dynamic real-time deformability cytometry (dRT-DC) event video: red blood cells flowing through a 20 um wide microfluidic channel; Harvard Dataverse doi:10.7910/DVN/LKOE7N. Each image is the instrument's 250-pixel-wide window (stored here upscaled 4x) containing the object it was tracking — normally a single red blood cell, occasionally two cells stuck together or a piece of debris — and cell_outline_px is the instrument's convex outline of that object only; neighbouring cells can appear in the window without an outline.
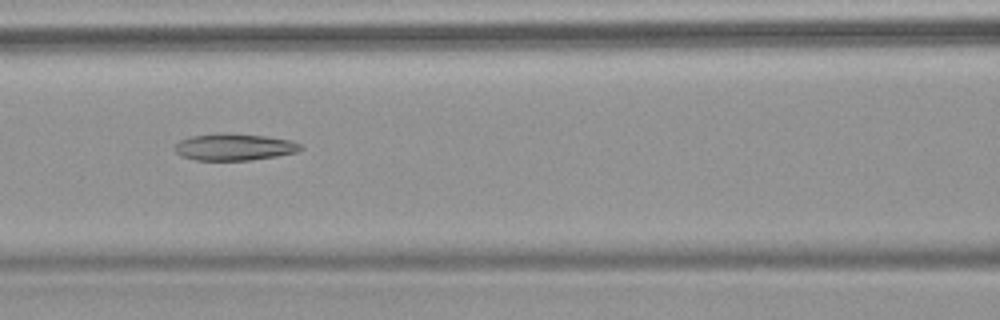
{"species": "common noctule bat (a hibernating species)", "species_latin": "Nyctalus noctula", "temperature_condition": "warm", "stored_images_in_passage": 5, "camera_frame_rate_fps": 3000, "um_per_image_px": 0.085, "animal": {"sex": "female", "body_mass_g": 18.4}, "frame": {"image": 1, "passage_image": 3, "time_ms": 2.333, "image_size_px": [1000, 320], "cell_outline_px": [[304, 148], [296, 152], [276, 156], [248, 160], [196, 160], [180, 156], [176, 152], [176, 144], [180, 140], [192, 136], [216, 132], [264, 136], [292, 140], [300, 144]], "centroid_in_image_um": [19.91, 12.49], "position_along_channel_um": 146.7, "area_um2": 19.59}}
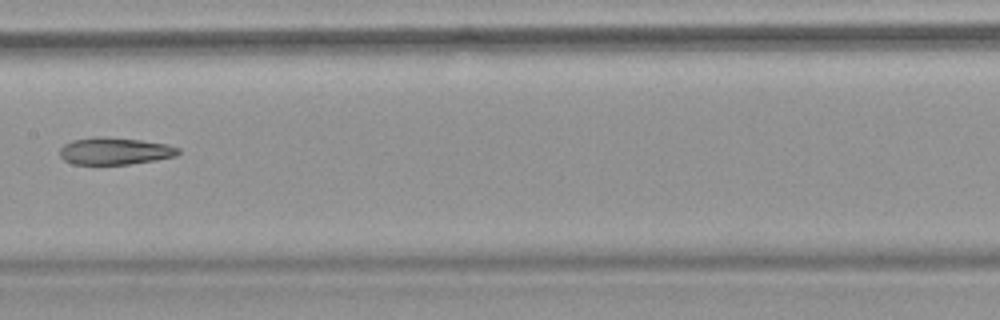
{"frame": {"image": 2, "passage_image": 4, "time_ms": 3.667, "image_size_px": [1000, 320], "cell_outline_px": [[180, 152], [176, 156], [156, 160], [128, 164], [72, 164], [64, 160], [60, 156], [60, 148], [64, 144], [72, 140], [96, 136], [104, 136], [140, 140], [168, 144], [180, 148]], "centroid_in_image_um": [9.76, 12.83], "position_along_channel_um": 197.6, "area_um2": 18.84}}
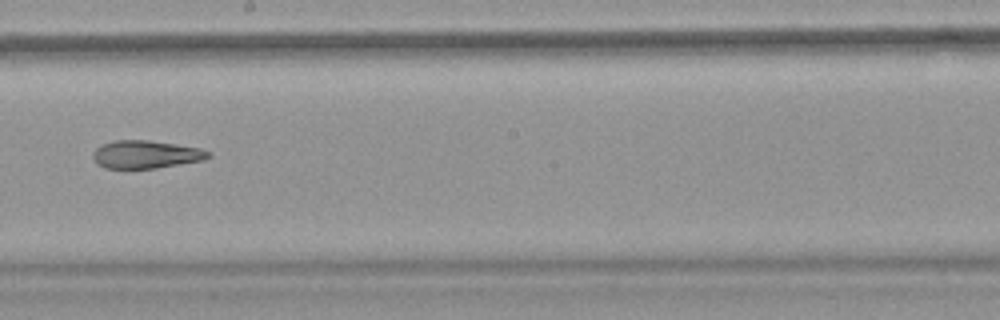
{"frame": {"image": 3, "passage_image": 5, "time_ms": 4.667, "image_size_px": [1000, 320], "cell_outline_px": [[212, 156], [204, 160], [156, 168], [104, 168], [96, 164], [92, 156], [92, 152], [96, 148], [112, 140], [148, 140], [200, 148], [212, 152]], "centroid_in_image_um": [12.4, 13.13], "position_along_channel_um": 235.8, "area_um2": 18.84}}